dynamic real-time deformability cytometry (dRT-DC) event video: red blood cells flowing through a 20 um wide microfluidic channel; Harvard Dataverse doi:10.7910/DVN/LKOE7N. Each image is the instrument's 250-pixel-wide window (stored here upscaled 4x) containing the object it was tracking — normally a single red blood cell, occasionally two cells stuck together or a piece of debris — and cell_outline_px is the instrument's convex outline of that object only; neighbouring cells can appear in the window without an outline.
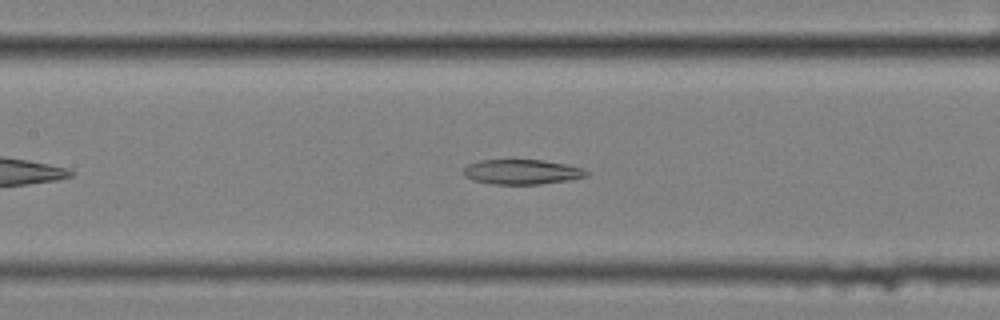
{"species": "common noctule bat (a hibernating species)", "species_latin": "Nyctalus noctula", "temperature_condition": "cold", "stored_images_in_passage": 39, "camera_frame_rate_fps": 3000, "um_per_image_px": 0.085, "animal": {"sex": "female", "body_mass_g": 25.1}, "frame": {"image": 1, "passage_image": 15, "time_ms": 4.667, "image_size_px": [1000, 320], "cell_outline_px": [[588, 176], [568, 180], [540, 184], [492, 184], [472, 180], [464, 176], [464, 168], [468, 164], [480, 160], [544, 160], [568, 164], [584, 168], [588, 172]], "centroid_in_image_um": [44.38, 14.61], "position_along_channel_um": 163.0, "area_um2": 17.92}}
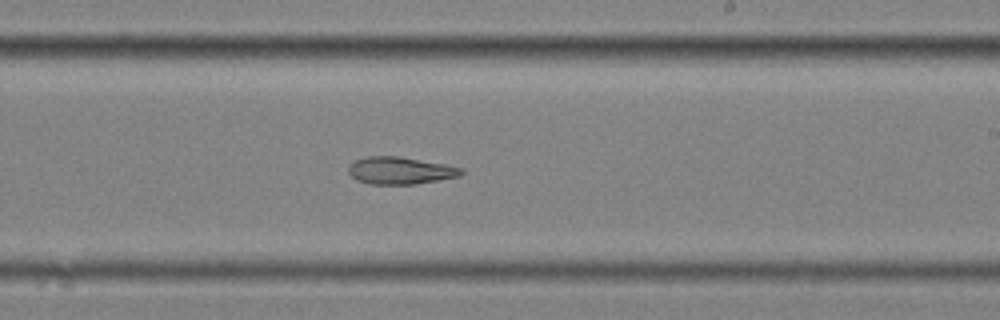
{"frame": {"image": 2, "passage_image": 23, "time_ms": 7.333, "image_size_px": [1000, 320], "cell_outline_px": [[464, 172], [460, 176], [416, 184], [368, 184], [356, 180], [348, 172], [348, 164], [356, 160], [368, 156], [396, 156], [444, 164], [464, 168]], "centroid_in_image_um": [34.0, 14.5], "position_along_channel_um": 255.0, "area_um2": 17.92}}
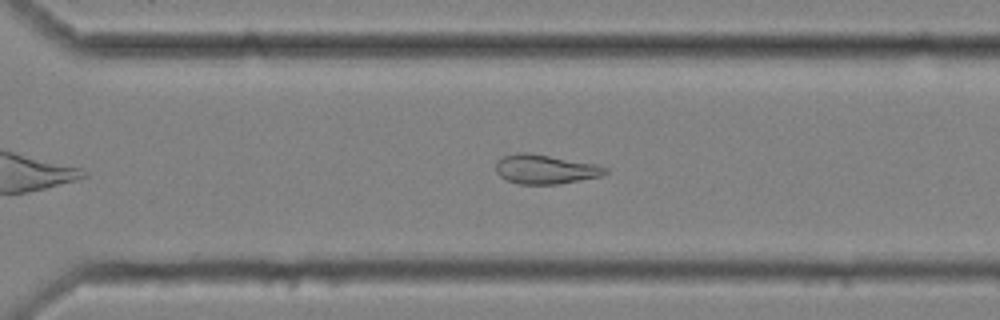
{"frame": {"image": 3, "passage_image": 29, "time_ms": 9.333, "image_size_px": [1000, 320], "cell_outline_px": [[608, 172], [600, 176], [580, 180], [556, 184], [520, 184], [508, 180], [500, 176], [496, 172], [496, 160], [504, 156], [516, 152], [528, 152], [596, 164], [608, 168]], "centroid_in_image_um": [46.33, 14.37], "position_along_channel_um": 324.3, "area_um2": 18.61}}